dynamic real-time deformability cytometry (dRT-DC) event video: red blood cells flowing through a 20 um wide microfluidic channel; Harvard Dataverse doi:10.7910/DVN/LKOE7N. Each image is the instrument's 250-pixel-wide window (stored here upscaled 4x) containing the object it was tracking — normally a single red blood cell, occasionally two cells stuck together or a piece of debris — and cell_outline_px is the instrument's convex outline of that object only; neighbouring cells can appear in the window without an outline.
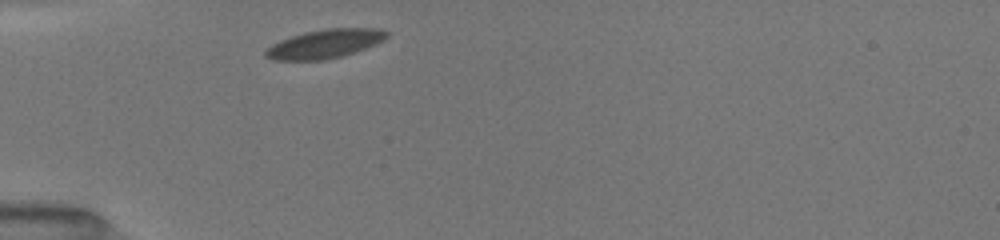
{"species": "common noctule bat (a hibernating species)", "species_latin": "Nyctalus noctula", "temperature_condition": "room temperature", "stored_images_in_passage": 4, "camera_frame_rate_fps": 3000, "um_per_image_px": 0.085, "animal": {"sex": "female", "body_mass_g": 19.5, "forearm_length_mm": 54.1}, "frame": {"image": 1, "passage_image": 1, "time_ms": 0.0, "image_size_px": [1000, 240], "cell_outline_px": [[388, 36], [384, 40], [376, 44], [340, 56], [324, 60], [272, 60], [264, 56], [264, 52], [272, 44], [280, 40], [304, 32], [328, 28], [380, 28], [388, 32]], "centroid_in_image_um": [27.6, 3.72], "position_along_channel_um": 57.4, "area_um2": 20.23}}
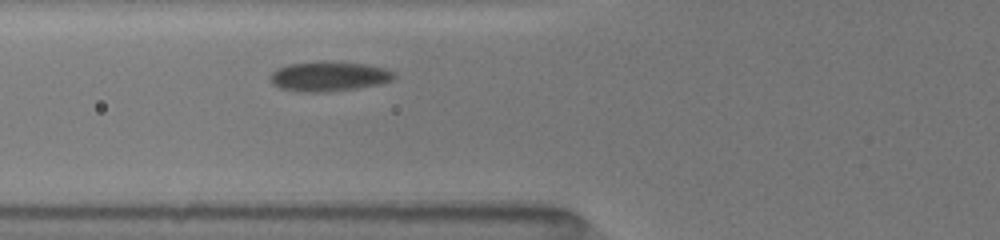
{"frame": {"image": 2, "passage_image": 4, "time_ms": 1.333, "image_size_px": [1000, 240], "cell_outline_px": [[396, 76], [392, 80], [380, 84], [356, 88], [324, 92], [300, 92], [280, 88], [272, 84], [268, 76], [276, 68], [288, 64], [364, 64], [384, 68], [396, 72]], "centroid_in_image_um": [27.93, 6.54], "position_along_channel_um": 97.9, "area_um2": 20.69}}